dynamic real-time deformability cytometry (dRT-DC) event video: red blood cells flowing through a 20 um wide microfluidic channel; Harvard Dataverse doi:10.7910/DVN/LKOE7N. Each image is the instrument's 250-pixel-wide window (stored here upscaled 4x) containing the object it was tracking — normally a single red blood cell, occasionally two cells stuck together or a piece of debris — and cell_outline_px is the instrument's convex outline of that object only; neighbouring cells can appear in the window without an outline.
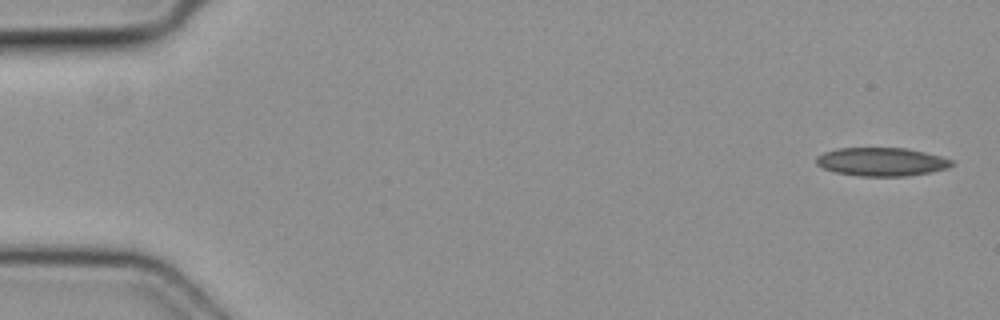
{"species": "common noctule bat (a hibernating species)", "species_latin": "Nyctalus noctula", "temperature_condition": "cold", "stored_images_in_passage": 6, "camera_frame_rate_fps": 3000, "um_per_image_px": 0.085, "animal": {"sex": "female", "body_mass_g": 19.3, "forearm_length_mm": 54.1}, "frame": {"image": 1, "passage_image": 1, "time_ms": 0.0, "image_size_px": [1000, 320], "cell_outline_px": [[956, 164], [948, 168], [928, 172], [904, 176], [860, 176], [836, 172], [820, 168], [816, 164], [816, 156], [824, 152], [836, 148], [908, 148], [940, 156], [952, 160]], "centroid_in_image_um": [74.9, 13.75], "position_along_channel_um": 10.1, "area_um2": 22.48}}
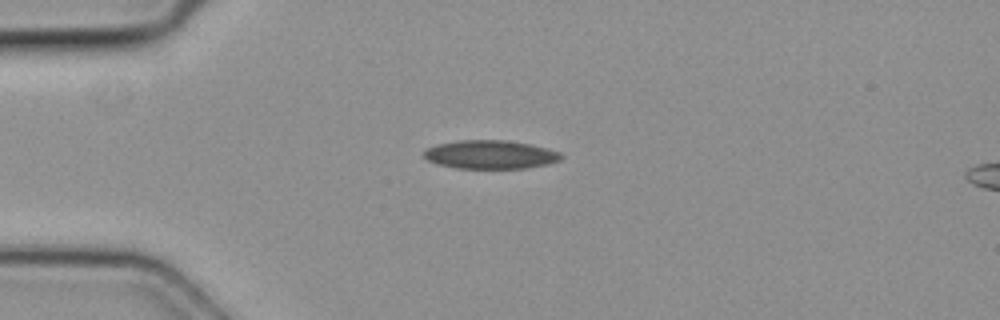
{"frame": {"image": 2, "passage_image": 4, "time_ms": 1.0, "image_size_px": [1000, 320], "cell_outline_px": [[564, 156], [560, 160], [548, 164], [528, 168], [456, 168], [436, 164], [428, 160], [424, 156], [424, 148], [436, 144], [456, 140], [508, 140], [528, 144], [560, 152]], "centroid_in_image_um": [41.65, 13.13], "position_along_channel_um": 43.4, "area_um2": 22.95}}
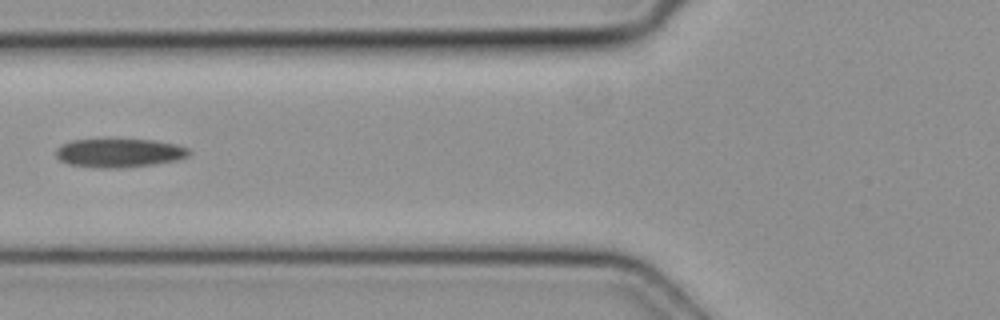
{"frame": {"image": 3, "passage_image": 6, "time_ms": 1.667, "image_size_px": [1000, 320], "cell_outline_px": [[192, 152], [188, 156], [176, 160], [152, 164], [120, 168], [100, 168], [68, 164], [60, 160], [56, 156], [56, 148], [72, 140], [156, 140], [176, 144], [188, 148]], "centroid_in_image_um": [10.15, 13.0], "position_along_channel_um": 115.6, "area_um2": 22.08}}